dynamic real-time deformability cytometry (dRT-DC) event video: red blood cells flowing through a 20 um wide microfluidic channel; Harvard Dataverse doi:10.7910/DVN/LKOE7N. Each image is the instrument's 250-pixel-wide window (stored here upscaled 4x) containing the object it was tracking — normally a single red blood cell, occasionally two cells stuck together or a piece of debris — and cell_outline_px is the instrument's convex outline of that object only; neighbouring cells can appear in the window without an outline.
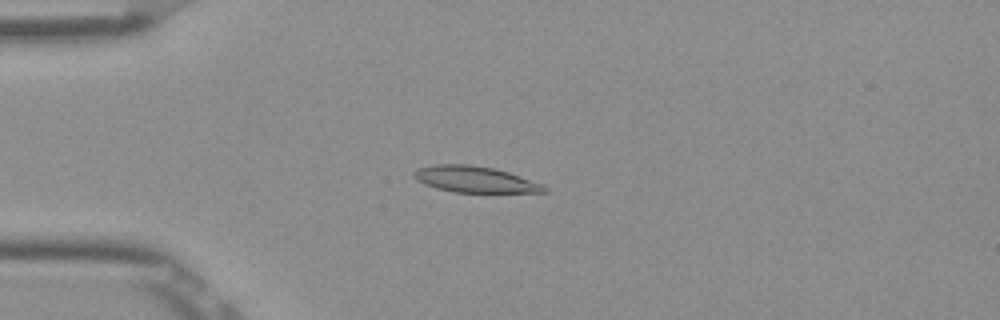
{"species": "Egyptian fruit bat (a non-hibernating species)", "species_latin": "Rousettus aegyptiacus", "temperature_condition": "room temperature", "stored_images_in_passage": 41, "camera_frame_rate_fps": 3000, "um_per_image_px": 0.085, "frame": {"image": 1, "passage_image": 7, "time_ms": 2.0, "image_size_px": [1000, 320], "cell_outline_px": [[548, 192], [456, 192], [436, 188], [424, 184], [416, 180], [412, 176], [412, 172], [416, 168], [432, 164], [468, 164], [492, 168], [508, 172], [544, 184], [548, 188]], "centroid_in_image_um": [40.33, 15.24], "position_along_channel_um": 44.7, "area_um2": 20.0}}
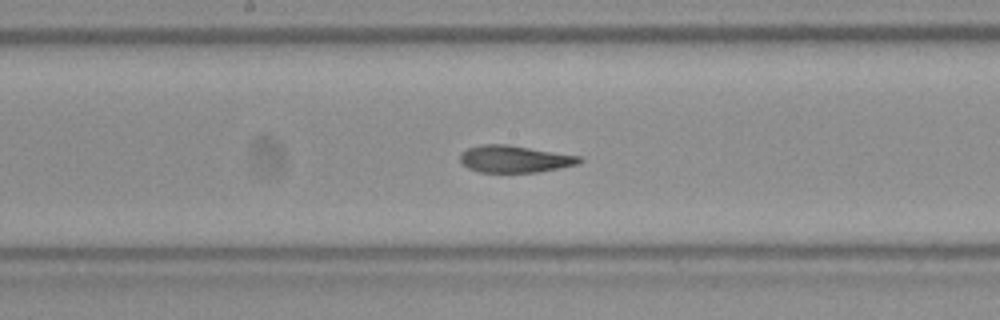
{"frame": {"image": 2, "passage_image": 21, "time_ms": 6.667, "image_size_px": [1000, 320], "cell_outline_px": [[584, 160], [580, 164], [560, 168], [536, 172], [480, 172], [468, 168], [460, 160], [460, 152], [468, 148], [480, 144], [508, 144], [580, 156]], "centroid_in_image_um": [43.76, 13.51], "position_along_channel_um": 204.4, "area_um2": 18.9}}
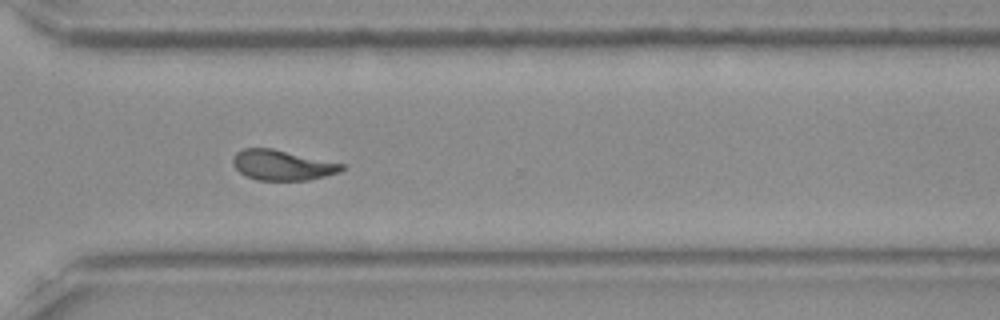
{"frame": {"image": 3, "passage_image": 32, "time_ms": 10.333, "image_size_px": [1000, 320], "cell_outline_px": [[348, 164], [340, 172], [308, 180], [256, 180], [240, 172], [232, 164], [232, 160], [236, 152], [244, 148], [272, 148]], "centroid_in_image_um": [24.03, 14.02], "position_along_channel_um": 346.6, "area_um2": 19.31}, "authors_computed_cell_mechanics": {"area_um2": 19.4786, "velocity_mm_per_s": 3.8898, "shape_relaxation_time_tau1_ms": 5.5671, "shape_relaxation_time_tau2_ms": 1.9814, "deformation_change_tau1": 0.1874, "deformation_change_tau2": 0.0977}}